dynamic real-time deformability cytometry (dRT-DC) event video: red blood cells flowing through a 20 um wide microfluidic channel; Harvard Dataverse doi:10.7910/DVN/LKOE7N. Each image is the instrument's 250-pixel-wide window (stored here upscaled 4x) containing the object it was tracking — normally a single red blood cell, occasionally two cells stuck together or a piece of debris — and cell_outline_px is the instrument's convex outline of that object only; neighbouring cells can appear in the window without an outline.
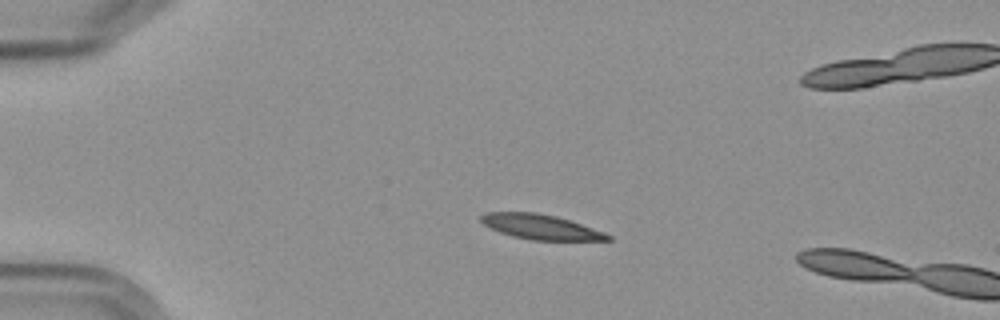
{"species": "Egyptian fruit bat (a non-hibernating species)", "species_latin": "Rousettus aegyptiacus", "temperature_condition": "cold", "stored_images_in_passage": 6, "camera_frame_rate_fps": 3000, "um_per_image_px": 0.085, "frame": {"image": 1, "passage_image": 4, "time_ms": 3.333, "image_size_px": [1000, 320], "cell_outline_px": [[612, 240], [532, 240], [512, 236], [500, 232], [484, 224], [480, 220], [480, 216], [484, 212], [536, 212], [556, 216], [604, 232], [612, 236]], "centroid_in_image_um": [45.94, 19.28], "position_along_channel_um": 39.1, "area_um2": 18.21}}